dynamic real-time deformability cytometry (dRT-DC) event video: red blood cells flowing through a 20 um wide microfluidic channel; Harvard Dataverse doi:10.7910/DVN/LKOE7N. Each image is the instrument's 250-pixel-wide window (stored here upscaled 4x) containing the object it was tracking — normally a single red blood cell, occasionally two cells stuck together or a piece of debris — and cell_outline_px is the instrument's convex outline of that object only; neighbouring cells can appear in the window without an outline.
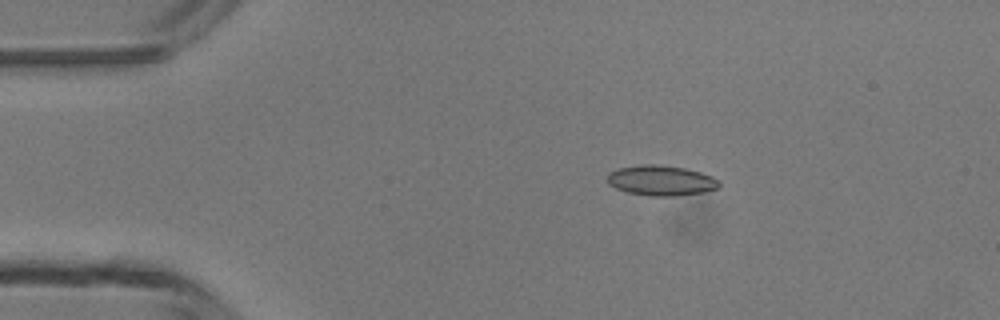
{"species": "common noctule bat (a hibernating species)", "species_latin": "Nyctalus noctula", "temperature_condition": "room temperature", "stored_images_in_passage": 2, "camera_frame_rate_fps": 3000, "um_per_image_px": 0.085, "animal": {"sex": "male", "body_mass_g": 13.3}, "frame": {"image": 1, "passage_image": 1, "time_ms": 0.0, "image_size_px": [1000, 320], "cell_outline_px": [[720, 188], [704, 192], [676, 196], [648, 196], [628, 192], [616, 188], [608, 184], [608, 172], [620, 168], [644, 164], [656, 164], [684, 168], [700, 172], [712, 176], [720, 180]], "centroid_in_image_um": [56.23, 15.35], "position_along_channel_um": 28.8, "area_um2": 19.77}}